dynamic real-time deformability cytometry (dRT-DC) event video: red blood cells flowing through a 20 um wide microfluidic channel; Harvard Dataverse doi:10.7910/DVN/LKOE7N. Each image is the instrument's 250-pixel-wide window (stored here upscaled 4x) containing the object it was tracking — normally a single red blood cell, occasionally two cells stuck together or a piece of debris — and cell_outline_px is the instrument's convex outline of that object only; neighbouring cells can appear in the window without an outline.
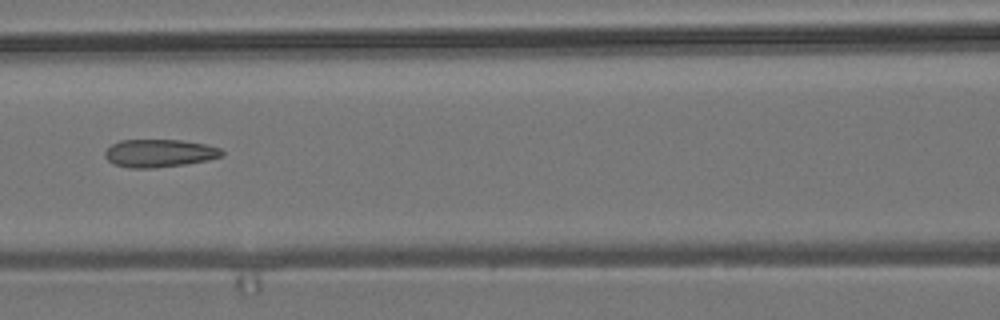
{"species": "common noctule bat (a hibernating species)", "species_latin": "Nyctalus noctula", "temperature_condition": "room temperature", "stored_images_in_passage": 8, "camera_frame_rate_fps": 3000, "um_per_image_px": 0.085, "animal": {"sex": "male", "body_mass_g": 19.2, "forearm_length_mm": 51.8}, "frame": {"image": 1, "passage_image": 5, "time_ms": 4.667, "image_size_px": [1000, 320], "cell_outline_px": [[224, 156], [208, 160], [184, 164], [152, 168], [128, 168], [116, 164], [108, 160], [104, 156], [104, 152], [112, 144], [120, 140], [180, 140], [204, 144], [220, 148], [224, 152]], "centroid_in_image_um": [13.55, 13.02], "position_along_channel_um": 153.1, "area_um2": 18.9}}
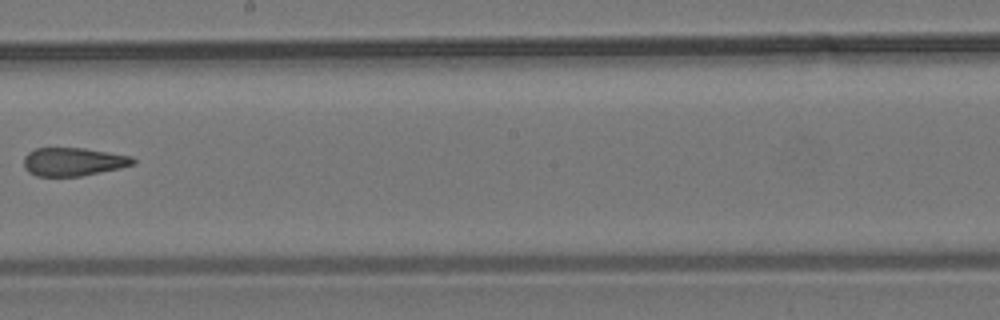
{"frame": {"image": 2, "passage_image": 7, "time_ms": 7.0, "image_size_px": [1000, 320], "cell_outline_px": [[136, 164], [120, 168], [80, 176], [36, 176], [28, 172], [24, 168], [24, 156], [28, 152], [36, 148], [84, 148], [132, 156], [136, 160]], "centroid_in_image_um": [6.23, 13.75], "position_along_channel_um": 242.0, "area_um2": 18.09}}
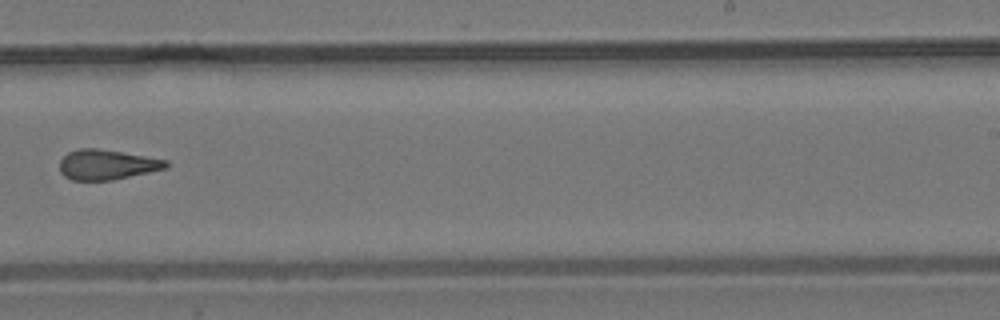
{"frame": {"image": 3, "passage_image": 8, "time_ms": 8.0, "image_size_px": [1000, 320], "cell_outline_px": [[168, 168], [112, 180], [72, 180], [64, 176], [60, 172], [60, 160], [68, 152], [80, 148], [96, 148], [168, 160]], "centroid_in_image_um": [9.07, 14.0], "position_along_channel_um": 279.9, "area_um2": 18.5}}